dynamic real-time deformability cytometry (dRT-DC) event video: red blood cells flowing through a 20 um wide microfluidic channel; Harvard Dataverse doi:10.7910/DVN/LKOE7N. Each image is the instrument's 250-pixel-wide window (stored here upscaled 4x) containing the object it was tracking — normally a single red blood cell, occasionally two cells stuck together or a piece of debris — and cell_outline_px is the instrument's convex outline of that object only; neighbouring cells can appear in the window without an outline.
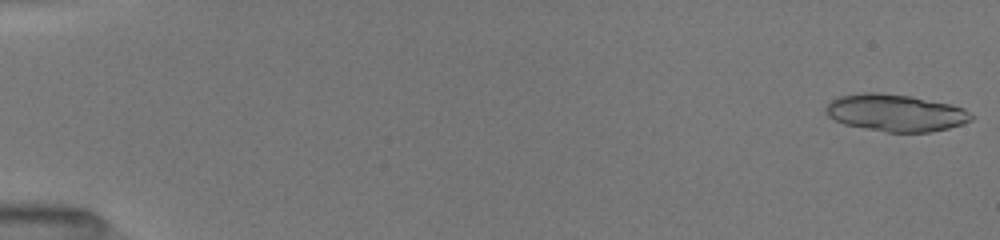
{"species": "common noctule bat (a hibernating species)", "species_latin": "Nyctalus noctula", "temperature_condition": "room temperature", "stored_images_in_passage": 51, "camera_frame_rate_fps": 3000, "um_per_image_px": 0.085, "animal": {"sex": "female", "body_mass_g": 19.5, "forearm_length_mm": 54.1}, "frame": {"image": 1, "passage_image": 1, "time_ms": 0.0, "image_size_px": [1000, 240], "cell_outline_px": [[976, 116], [972, 120], [948, 128], [932, 132], [884, 132], [844, 124], [828, 116], [824, 108], [832, 100], [840, 96], [864, 92], [876, 92], [912, 96], [952, 104], [964, 108]], "centroid_in_image_um": [76.16, 9.59], "position_along_channel_um": 8.8, "area_um2": 31.62}}
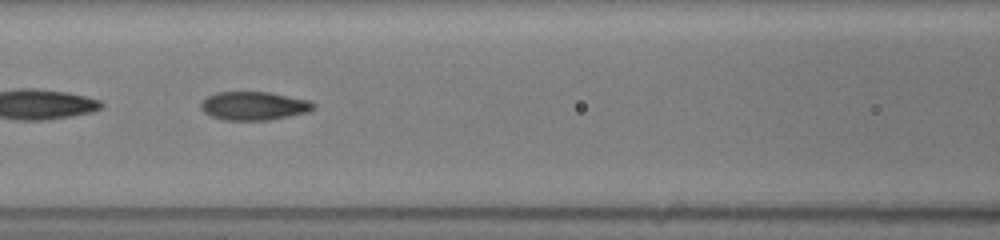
{"frame": {"image": 2, "passage_image": 24, "time_ms": 7.667, "image_size_px": [1000, 240], "cell_outline_px": [[316, 108], [308, 112], [268, 120], [224, 120], [212, 116], [204, 112], [200, 108], [200, 104], [208, 96], [216, 92], [268, 92], [308, 100], [316, 104]], "centroid_in_image_um": [21.58, 9.0], "position_along_channel_um": 145.0, "area_um2": 18.61}}
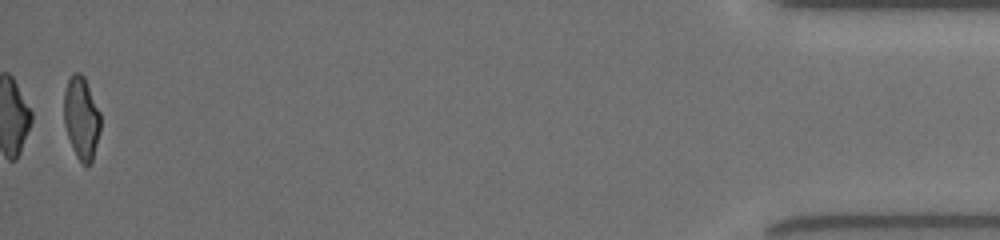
{"frame": {"image": 3, "passage_image": 51, "time_ms": 16.667, "image_size_px": [1000, 240], "cell_outline_px": [[100, 132], [92, 160], [88, 164], [84, 164], [76, 156], [72, 148], [64, 124], [64, 92], [68, 80], [72, 72], [80, 72], [84, 76], [100, 112]], "centroid_in_image_um": [6.91, 9.99], "position_along_channel_um": 428.3, "area_um2": 17.51}, "authors_computed_cell_mechanics": {"area_um2": 18.9584, "velocity_mm_per_s": 4.0561, "shape_relaxation_time_tau1_ms": 6.2927, "shape_relaxation_time_tau2_ms": 1.3532, "deformation_change_tau1": 0.1931, "deformation_change_tau2": 0.0696}}